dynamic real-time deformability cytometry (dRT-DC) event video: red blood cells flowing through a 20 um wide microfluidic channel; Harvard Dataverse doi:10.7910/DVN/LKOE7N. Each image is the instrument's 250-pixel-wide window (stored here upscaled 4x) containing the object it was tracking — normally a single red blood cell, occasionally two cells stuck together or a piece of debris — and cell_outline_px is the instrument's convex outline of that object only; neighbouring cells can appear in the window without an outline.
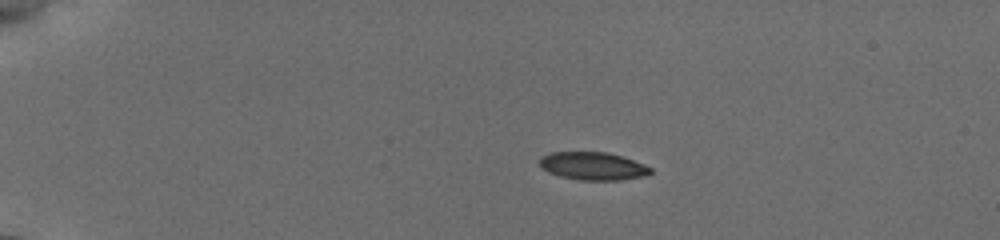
{"species": "common noctule bat (a hibernating species)", "species_latin": "Nyctalus noctula", "temperature_condition": "cold", "stored_images_in_passage": 9, "camera_frame_rate_fps": 3000, "um_per_image_px": 0.085, "animal": {"sex": "female", "body_mass_g": 19.5, "forearm_length_mm": 54.1}, "frame": {"image": 1, "passage_image": 3, "time_ms": 2.667, "image_size_px": [1000, 240], "cell_outline_px": [[652, 172], [640, 176], [616, 180], [580, 180], [560, 176], [544, 168], [540, 164], [540, 160], [544, 156], [552, 152], [608, 152], [624, 156], [644, 164], [652, 168]], "centroid_in_image_um": [50.44, 14.1], "position_along_channel_um": 34.6, "area_um2": 17.69}}
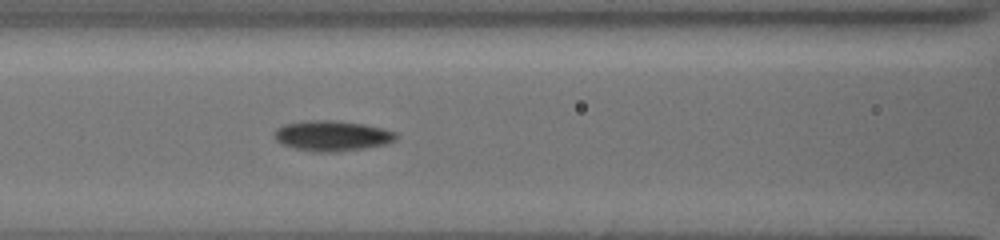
{"frame": {"image": 2, "passage_image": 7, "time_ms": 7.333, "image_size_px": [1000, 240], "cell_outline_px": [[396, 136], [392, 140], [384, 144], [364, 148], [336, 152], [316, 152], [296, 148], [284, 144], [276, 140], [276, 128], [284, 124], [300, 120], [340, 120], [364, 124], [396, 132]], "centroid_in_image_um": [28.19, 11.52], "position_along_channel_um": 138.4, "area_um2": 21.33}}
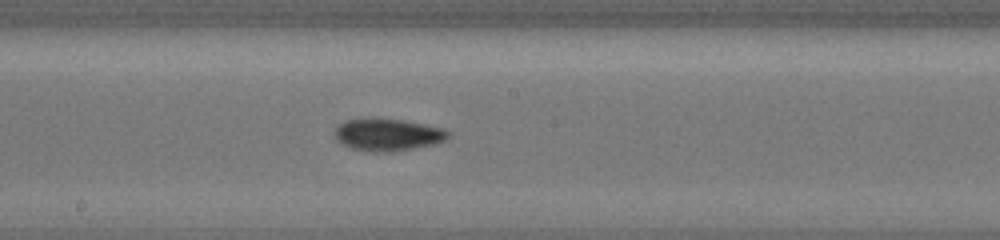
{"frame": {"image": 3, "passage_image": 9, "time_ms": 9.333, "image_size_px": [1000, 240], "cell_outline_px": [[448, 136], [444, 140], [436, 144], [388, 152], [372, 152], [352, 148], [336, 140], [336, 128], [340, 124], [348, 120], [400, 120], [444, 128], [448, 132]], "centroid_in_image_um": [32.98, 11.48], "position_along_channel_um": 215.2, "area_um2": 20.46}}